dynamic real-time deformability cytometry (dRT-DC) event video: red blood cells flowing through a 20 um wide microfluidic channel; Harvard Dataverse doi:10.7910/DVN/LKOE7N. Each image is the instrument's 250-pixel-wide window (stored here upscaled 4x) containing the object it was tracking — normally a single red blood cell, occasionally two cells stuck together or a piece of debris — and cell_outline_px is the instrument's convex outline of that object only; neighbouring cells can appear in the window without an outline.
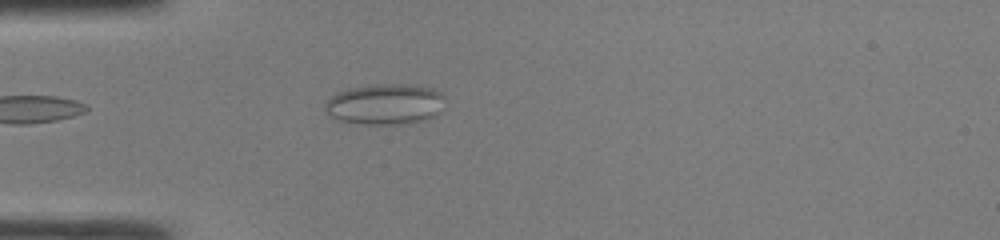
{"species": "common noctule bat (a hibernating species)", "species_latin": "Nyctalus noctula", "temperature_condition": "room temperature", "stored_images_in_passage": 36, "camera_frame_rate_fps": 3000, "um_per_image_px": 0.085, "animal": {"sex": "male", "body_mass_g": 19.0, "forearm_length_mm": 50.8}, "frame": {"image": 1, "passage_image": 2, "time_ms": 0.333, "image_size_px": [1000, 240], "cell_outline_px": [[444, 108], [440, 112], [424, 120], [404, 124], [364, 124], [332, 120], [324, 112], [324, 104], [332, 96], [348, 88], [372, 84], [416, 84], [432, 88], [440, 92], [444, 96]], "centroid_in_image_um": [32.71, 8.86], "position_along_channel_um": 52.3, "area_um2": 29.07}}
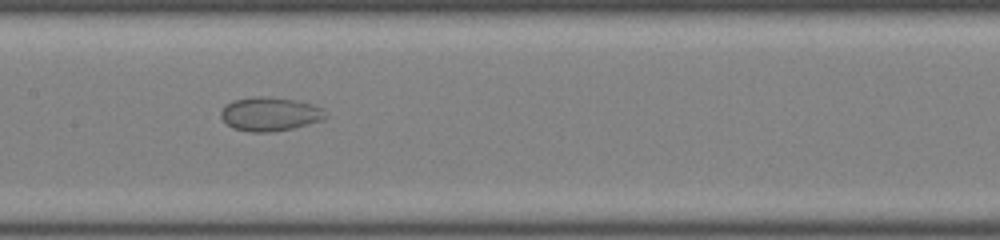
{"frame": {"image": 2, "passage_image": 12, "time_ms": 3.667, "image_size_px": [1000, 240], "cell_outline_px": [[328, 116], [320, 120], [308, 124], [292, 128], [272, 132], [252, 132], [232, 128], [220, 116], [220, 112], [224, 104], [232, 100], [252, 96], [268, 96], [296, 100], [312, 104], [324, 108]], "centroid_in_image_um": [22.93, 9.67], "position_along_channel_um": 184.5, "area_um2": 20.87}}
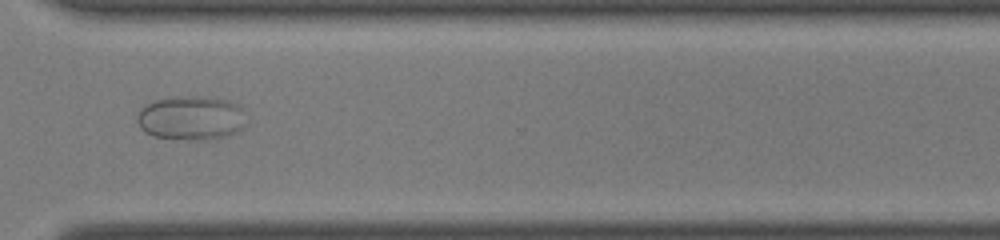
{"frame": {"image": 3, "passage_image": 24, "time_ms": 7.667, "image_size_px": [1000, 240], "cell_outline_px": [[244, 128], [228, 136], [204, 140], [152, 136], [144, 132], [140, 128], [136, 120], [136, 116], [140, 108], [152, 100], [168, 96], [204, 96], [228, 100], [240, 104], [244, 124]], "centroid_in_image_um": [16.2, 10.0], "position_along_channel_um": 354.4, "area_um2": 28.44}}